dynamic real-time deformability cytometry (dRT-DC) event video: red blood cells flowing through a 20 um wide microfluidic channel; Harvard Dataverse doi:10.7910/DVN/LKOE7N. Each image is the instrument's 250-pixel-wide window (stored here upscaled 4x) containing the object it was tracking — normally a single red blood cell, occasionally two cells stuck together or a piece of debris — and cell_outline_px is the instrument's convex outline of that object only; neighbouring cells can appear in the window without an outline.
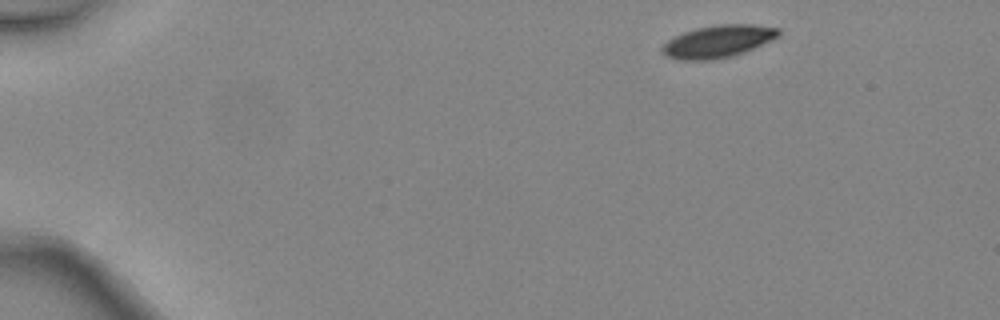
{"species": "common noctule bat (a hibernating species)", "species_latin": "Nyctalus noctula", "temperature_condition": "warm", "stored_images_in_passage": 4, "camera_frame_rate_fps": 3000, "um_per_image_px": 0.085, "animal": {"sex": "female", "body_mass_g": 24.6, "forearm_length_mm": 56.2}, "frame": {"image": 1, "passage_image": 1, "time_ms": 0.0, "image_size_px": [1000, 320], "cell_outline_px": [[780, 36], [772, 40], [744, 52], [732, 56], [712, 60], [676, 60], [660, 52], [660, 48], [668, 40], [684, 32], [696, 28], [716, 24], [752, 24], [780, 28]], "centroid_in_image_um": [61.04, 3.52], "position_along_channel_um": 24.0, "area_um2": 22.08}}
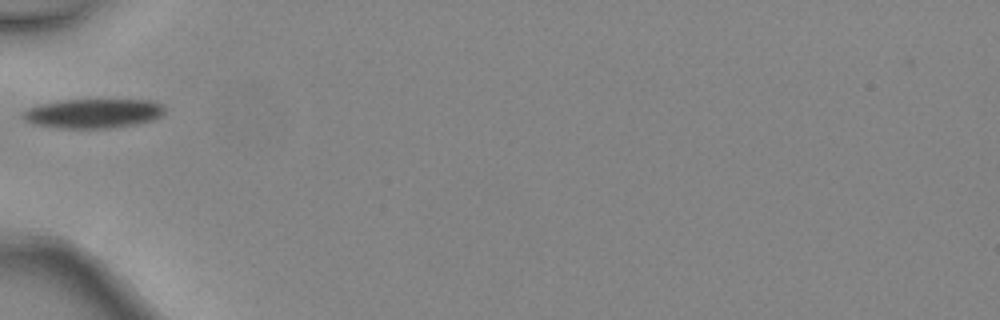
{"frame": {"image": 2, "passage_image": 4, "time_ms": 1.0, "image_size_px": [1000, 320], "cell_outline_px": [[164, 112], [156, 120], [116, 128], [56, 128], [32, 124], [24, 120], [20, 116], [20, 112], [28, 108], [40, 104], [56, 100], [152, 100], [164, 104]], "centroid_in_image_um": [7.9, 9.64], "position_along_channel_um": 77.1, "area_um2": 24.8}}